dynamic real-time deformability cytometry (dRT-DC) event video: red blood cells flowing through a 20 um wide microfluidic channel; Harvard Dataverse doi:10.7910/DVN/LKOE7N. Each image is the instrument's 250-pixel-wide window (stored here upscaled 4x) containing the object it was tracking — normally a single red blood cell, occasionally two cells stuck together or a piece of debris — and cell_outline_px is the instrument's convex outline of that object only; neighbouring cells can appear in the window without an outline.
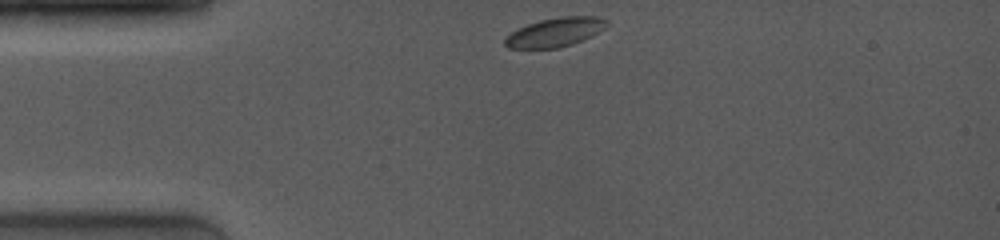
{"species": "common noctule bat (a hibernating species)", "species_latin": "Nyctalus noctula", "temperature_condition": "room temperature", "stored_images_in_passage": 10, "segment_of_instrument_passage": [1, 2], "camera_frame_rate_fps": 4000, "um_per_image_px": 0.085, "animal": {"sex": "female", "body_mass_g": 19.0, "forearm_length_mm": 53.3}, "frame": {"image": 1, "passage_image": 1, "time_ms": 0.0, "image_size_px": [1000, 240], "cell_outline_px": [[608, 24], [600, 32], [584, 40], [572, 44], [556, 48], [508, 48], [504, 44], [504, 36], [516, 28], [540, 20], [560, 16], [600, 16], [608, 20]], "centroid_in_image_um": [47.19, 2.73], "position_along_channel_um": 37.8, "area_um2": 17.51}}
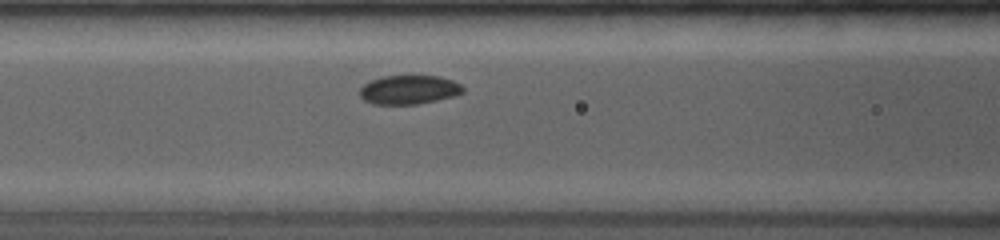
{"frame": {"image": 2, "passage_image": 7, "time_ms": 3.25, "image_size_px": [1000, 240], "cell_outline_px": [[464, 92], [452, 96], [436, 100], [416, 104], [372, 104], [364, 100], [360, 96], [360, 88], [368, 80], [380, 76], [440, 76], [452, 80], [460, 84], [464, 88]], "centroid_in_image_um": [34.72, 7.62], "position_along_channel_um": 131.9, "area_um2": 17.46}}
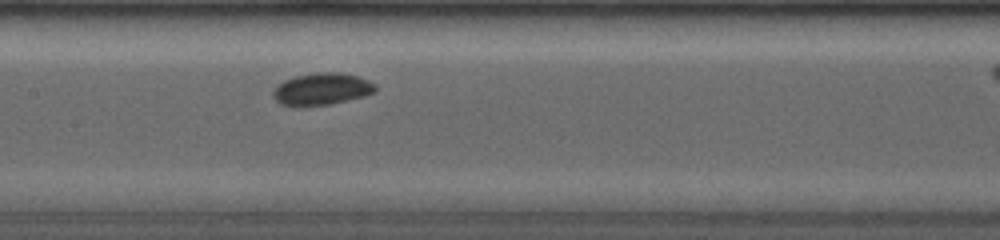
{"frame": {"image": 3, "passage_image": 9, "time_ms": 4.5, "image_size_px": [1000, 240], "cell_outline_px": [[376, 92], [364, 96], [328, 104], [280, 104], [272, 96], [272, 92], [276, 84], [284, 80], [296, 76], [320, 72], [336, 72], [356, 76], [368, 80], [376, 84]], "centroid_in_image_um": [27.36, 7.54], "position_along_channel_um": 180.0, "area_um2": 18.61}}